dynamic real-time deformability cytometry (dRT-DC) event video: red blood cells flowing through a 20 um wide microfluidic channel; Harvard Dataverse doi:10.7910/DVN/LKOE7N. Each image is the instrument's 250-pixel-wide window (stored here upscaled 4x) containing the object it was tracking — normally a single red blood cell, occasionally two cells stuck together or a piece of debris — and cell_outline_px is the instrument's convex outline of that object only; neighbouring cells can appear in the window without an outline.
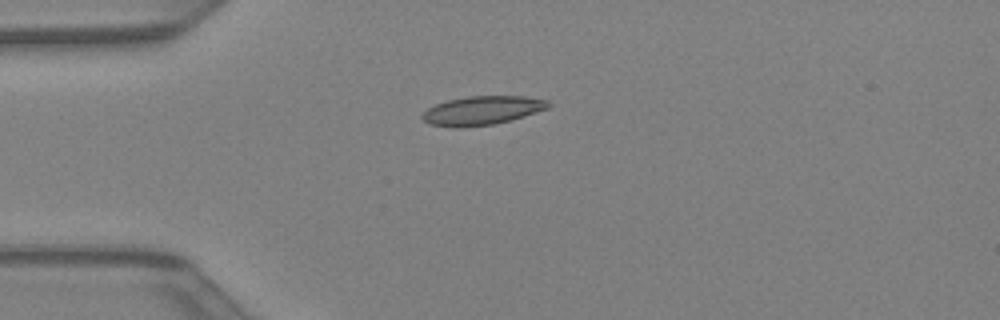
{"species": "Egyptian fruit bat (a non-hibernating species)", "species_latin": "Rousettus aegyptiacus", "temperature_condition": "warm", "stored_images_in_passage": 29, "camera_frame_rate_fps": 3000, "um_per_image_px": 0.085, "animal": {"sex": "female"}, "frame": {"image": 1, "passage_image": 1, "time_ms": 0.0, "image_size_px": [1000, 320], "cell_outline_px": [[552, 104], [548, 108], [512, 120], [496, 124], [460, 128], [456, 128], [432, 124], [424, 120], [420, 116], [428, 108], [436, 104], [448, 100], [468, 96], [524, 96], [548, 100]], "centroid_in_image_um": [41.0, 9.39], "position_along_channel_um": 44.0, "area_um2": 21.21}}
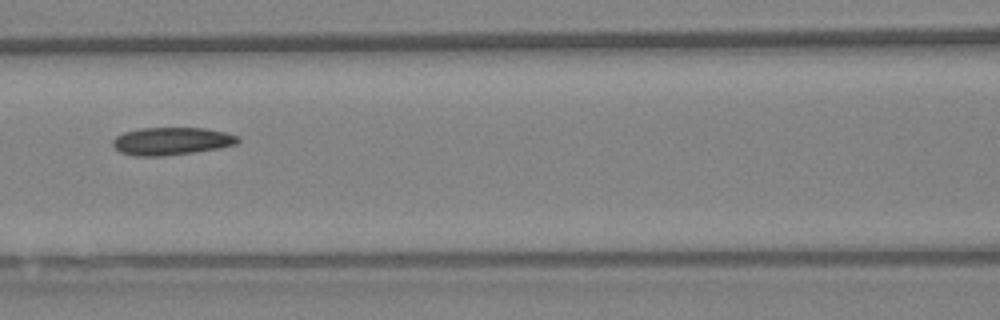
{"frame": {"image": 2, "passage_image": 9, "time_ms": 2.667, "image_size_px": [1000, 320], "cell_outline_px": [[240, 140], [236, 144], [216, 148], [192, 152], [164, 156], [132, 156], [120, 152], [112, 144], [112, 140], [116, 136], [124, 132], [140, 128], [204, 128], [224, 132], [240, 136]], "centroid_in_image_um": [14.55, 11.99], "position_along_channel_um": 152.1, "area_um2": 20.11}}
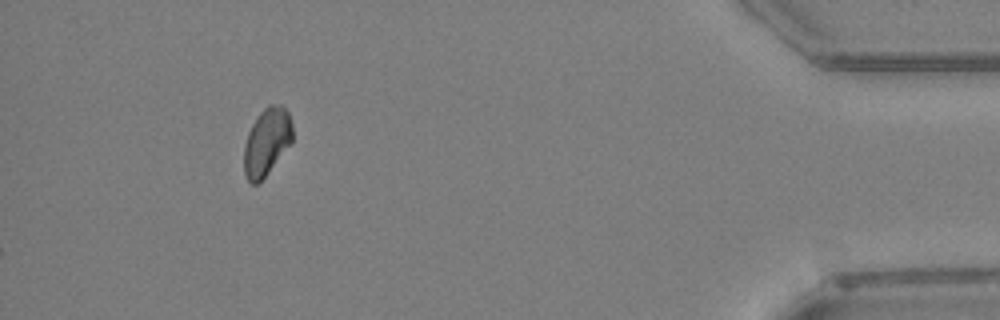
{"frame": {"image": 3, "passage_image": 29, "time_ms": 9.333, "image_size_px": [1000, 320], "cell_outline_px": [[292, 140], [268, 172], [256, 184], [252, 184], [248, 180], [244, 172], [244, 144], [248, 132], [252, 124], [260, 112], [268, 104], [284, 104], [288, 112], [292, 124]], "centroid_in_image_um": [22.66, 12.0], "position_along_channel_um": 412.5, "area_um2": 18.84}}